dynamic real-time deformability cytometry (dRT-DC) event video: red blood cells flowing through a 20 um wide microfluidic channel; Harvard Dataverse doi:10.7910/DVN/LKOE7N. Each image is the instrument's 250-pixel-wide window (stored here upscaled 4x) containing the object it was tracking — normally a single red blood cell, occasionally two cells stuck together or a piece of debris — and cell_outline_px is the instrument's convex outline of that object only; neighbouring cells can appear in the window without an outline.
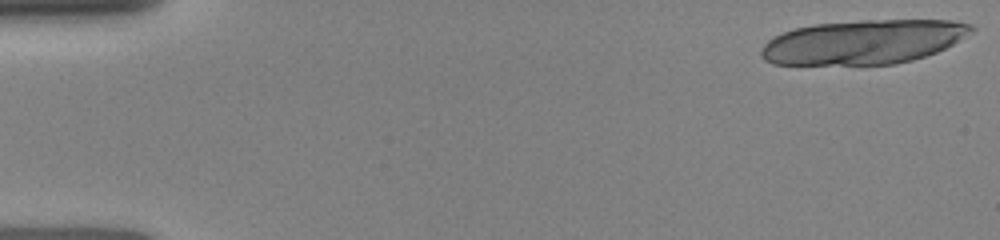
{"species": "human", "species_latin": "Homo sapiens", "temperature_condition": "room temperature", "stored_images_in_passage": 20, "segment_of_instrument_passage": [1, 2], "camera_frame_rate_fps": 3000, "um_per_image_px": 0.085, "donor": {"sex": "female"}, "frame": {"image": 1, "passage_image": 1, "time_ms": 0.0, "image_size_px": [1000, 240], "cell_outline_px": [[976, 28], [972, 32], [952, 44], [936, 52], [912, 60], [896, 64], [772, 64], [764, 60], [760, 56], [760, 52], [764, 44], [768, 40], [784, 32], [796, 28], [812, 24], [864, 20], [952, 20], [972, 24]], "centroid_in_image_um": [73.4, 3.56], "position_along_channel_um": 11.6, "area_um2": 54.1}}